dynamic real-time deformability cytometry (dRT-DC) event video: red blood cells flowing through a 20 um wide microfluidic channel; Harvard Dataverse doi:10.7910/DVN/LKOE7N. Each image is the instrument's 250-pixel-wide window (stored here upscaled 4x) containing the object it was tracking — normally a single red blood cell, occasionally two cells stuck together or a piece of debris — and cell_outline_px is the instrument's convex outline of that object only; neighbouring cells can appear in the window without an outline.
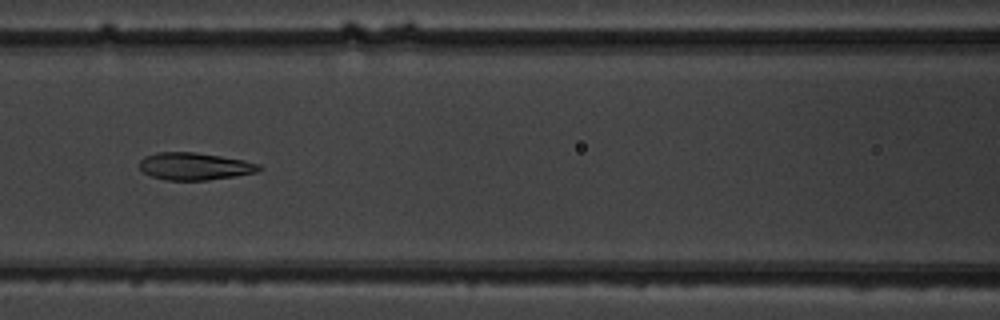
{"species": "common noctule bat (a hibernating species)", "species_latin": "Nyctalus noctula", "temperature_condition": "warm", "stored_images_in_passage": 9, "camera_frame_rate_fps": 3000, "um_per_image_px": 0.085, "animal": {"sex": "male", "body_mass_g": 19.5, "forearm_length_mm": 54.6}, "frame": {"image": 1, "passage_image": 7, "time_ms": 6.667, "image_size_px": [1000, 320], "cell_outline_px": [[264, 168], [256, 172], [236, 176], [208, 180], [164, 180], [152, 176], [144, 172], [140, 168], [140, 160], [144, 156], [156, 152], [196, 152], [244, 160], [260, 164]], "centroid_in_image_um": [16.56, 14.13], "position_along_channel_um": 150.0, "area_um2": 19.13}}
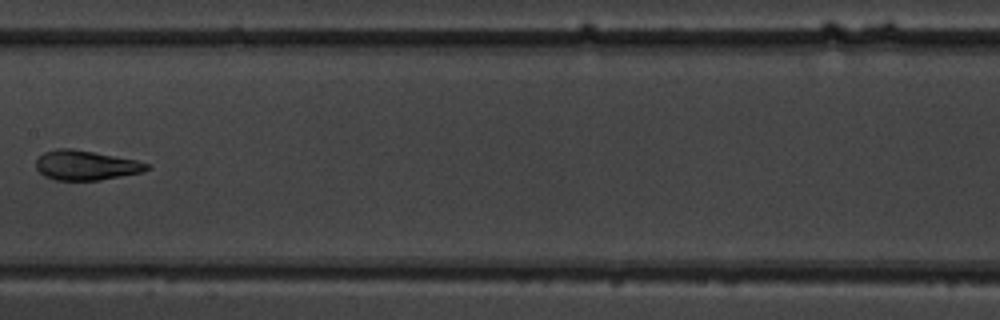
{"frame": {"image": 2, "passage_image": 8, "time_ms": 8.0, "image_size_px": [1000, 320], "cell_outline_px": [[152, 168], [140, 172], [100, 180], [56, 180], [44, 176], [36, 168], [36, 160], [44, 152], [56, 148], [72, 148], [136, 160], [148, 164]], "centroid_in_image_um": [7.27, 14.04], "position_along_channel_um": 200.1, "area_um2": 19.02}}
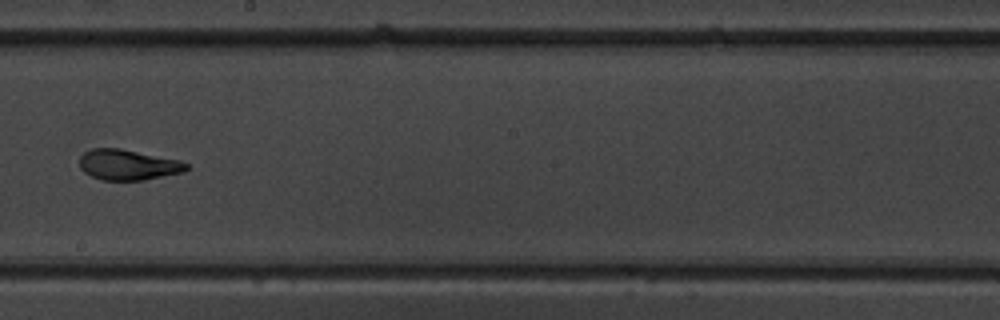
{"frame": {"image": 3, "passage_image": 9, "time_ms": 9.0, "image_size_px": [1000, 320], "cell_outline_px": [[188, 168], [184, 172], [144, 180], [104, 180], [92, 176], [84, 172], [80, 168], [80, 156], [84, 152], [92, 148], [120, 148], [180, 160], [188, 164]], "centroid_in_image_um": [10.88, 14.0], "position_along_channel_um": 237.3, "area_um2": 19.02}}